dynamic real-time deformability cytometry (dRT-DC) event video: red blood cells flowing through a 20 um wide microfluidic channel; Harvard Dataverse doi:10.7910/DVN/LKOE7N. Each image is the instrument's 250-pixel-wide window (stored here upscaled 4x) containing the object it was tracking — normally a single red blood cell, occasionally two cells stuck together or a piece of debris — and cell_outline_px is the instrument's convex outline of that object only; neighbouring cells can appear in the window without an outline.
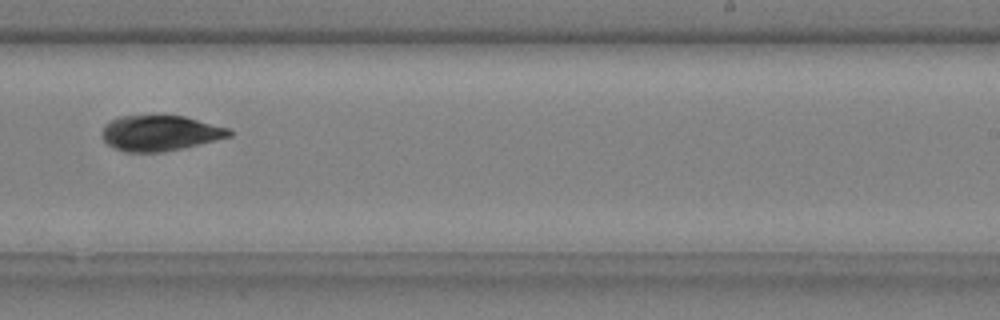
{"species": "common noctule bat (a hibernating species)", "species_latin": "Nyctalus noctula", "temperature_condition": "cold", "stored_images_in_passage": 9, "camera_frame_rate_fps": 3000, "um_per_image_px": 0.085, "animal": {"sex": "male", "body_mass_g": 20.4}, "frame": {"image": 1, "passage_image": 9, "time_ms": 2.667, "image_size_px": [1000, 320], "cell_outline_px": [[232, 136], [184, 148], [164, 152], [124, 152], [108, 144], [104, 140], [104, 124], [120, 116], [184, 116], [232, 128]], "centroid_in_image_um": [13.67, 11.32], "position_along_channel_um": 275.3, "area_um2": 26.24}}